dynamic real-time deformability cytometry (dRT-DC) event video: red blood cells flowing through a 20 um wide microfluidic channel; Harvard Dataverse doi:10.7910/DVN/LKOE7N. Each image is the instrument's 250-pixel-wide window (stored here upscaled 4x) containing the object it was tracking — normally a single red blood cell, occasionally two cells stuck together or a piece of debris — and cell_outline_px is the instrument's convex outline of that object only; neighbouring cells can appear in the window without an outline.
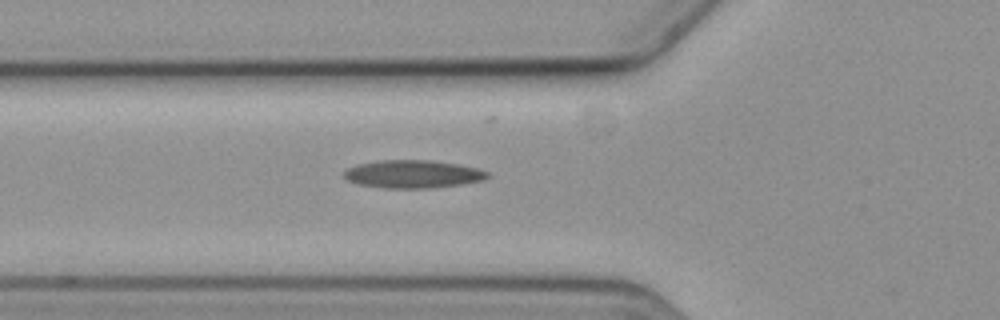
{"species": "common noctule bat (a hibernating species)", "species_latin": "Nyctalus noctula", "temperature_condition": "cold", "stored_images_in_passage": 39, "camera_frame_rate_fps": 3000, "um_per_image_px": 0.085, "animal": {"sex": "female", "body_mass_g": 19.3, "forearm_length_mm": 54.1}, "frame": {"image": 1, "passage_image": 2, "time_ms": 0.333, "image_size_px": [1000, 320], "cell_outline_px": [[488, 176], [484, 180], [464, 184], [428, 188], [380, 188], [360, 184], [348, 180], [344, 176], [344, 172], [348, 168], [356, 164], [376, 160], [432, 160], [456, 164], [476, 168], [488, 172]], "centroid_in_image_um": [35.08, 14.79], "position_along_channel_um": 90.7, "area_um2": 23.35}}
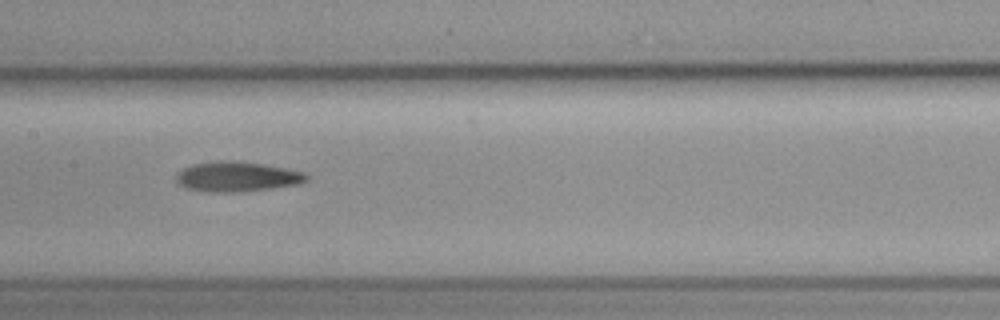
{"frame": {"image": 2, "passage_image": 10, "time_ms": 3.0, "image_size_px": [1000, 320], "cell_outline_px": [[308, 180], [300, 184], [272, 188], [232, 192], [204, 192], [184, 188], [176, 184], [176, 172], [192, 164], [216, 160], [232, 160], [260, 164], [284, 168], [304, 172], [308, 176]], "centroid_in_image_um": [20.08, 15.02], "position_along_channel_um": 187.3, "area_um2": 22.95}}
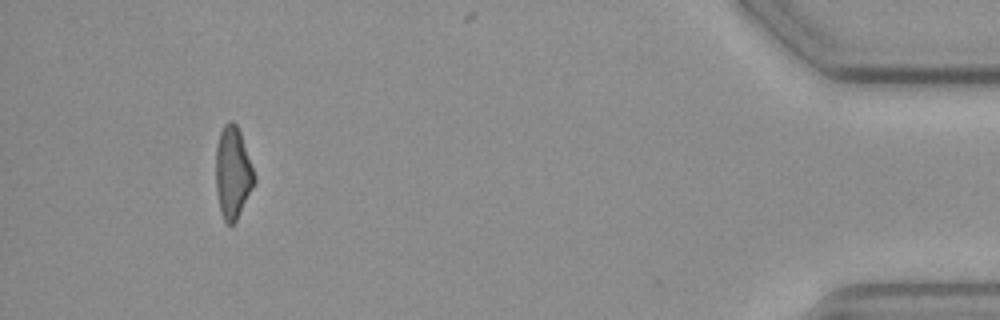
{"frame": {"image": 3, "passage_image": 35, "time_ms": 11.333, "image_size_px": [1000, 320], "cell_outline_px": [[256, 184], [236, 220], [232, 224], [224, 224], [216, 192], [216, 148], [220, 132], [224, 124], [228, 120], [232, 120], [236, 124], [240, 132], [256, 176]], "centroid_in_image_um": [19.8, 14.69], "position_along_channel_um": 415.4, "area_um2": 20.81}}